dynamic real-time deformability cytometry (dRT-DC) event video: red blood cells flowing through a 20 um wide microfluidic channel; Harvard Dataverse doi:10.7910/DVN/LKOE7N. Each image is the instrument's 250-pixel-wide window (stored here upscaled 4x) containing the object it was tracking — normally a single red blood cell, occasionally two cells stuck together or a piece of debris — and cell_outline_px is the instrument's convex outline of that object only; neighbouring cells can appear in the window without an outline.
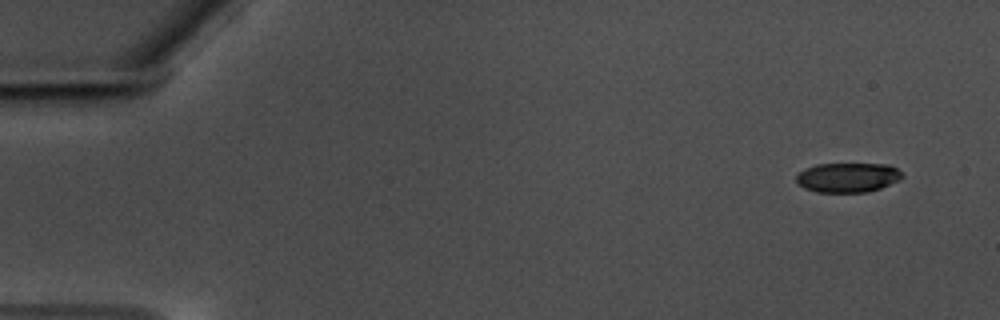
{"species": "common noctule bat (a hibernating species)", "species_latin": "Nyctalus noctula", "temperature_condition": "warm", "stored_images_in_passage": 56, "camera_frame_rate_fps": 3000, "um_per_image_px": 0.085, "animal": {"sex": "male", "body_mass_g": 17.5, "forearm_length_mm": 52.3}, "frame": {"image": 1, "passage_image": 1, "time_ms": 0.0, "image_size_px": [1000, 320], "cell_outline_px": [[904, 176], [900, 180], [880, 188], [868, 192], [816, 192], [804, 188], [796, 180], [796, 176], [804, 168], [816, 164], [888, 164], [896, 168]], "centroid_in_image_um": [72.06, 15.08], "position_along_channel_um": 12.9, "area_um2": 18.26}}
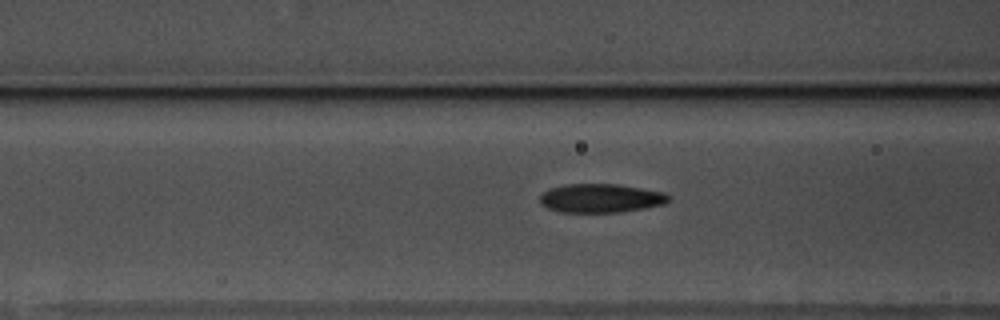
{"frame": {"image": 2, "passage_image": 21, "time_ms": 6.667, "image_size_px": [1000, 320], "cell_outline_px": [[668, 200], [664, 204], [644, 208], [620, 212], [560, 212], [548, 208], [540, 204], [540, 196], [544, 192], [552, 188], [568, 184], [616, 184], [664, 192], [668, 196]], "centroid_in_image_um": [51.04, 16.85], "position_along_channel_um": 115.6, "area_um2": 21.33}}
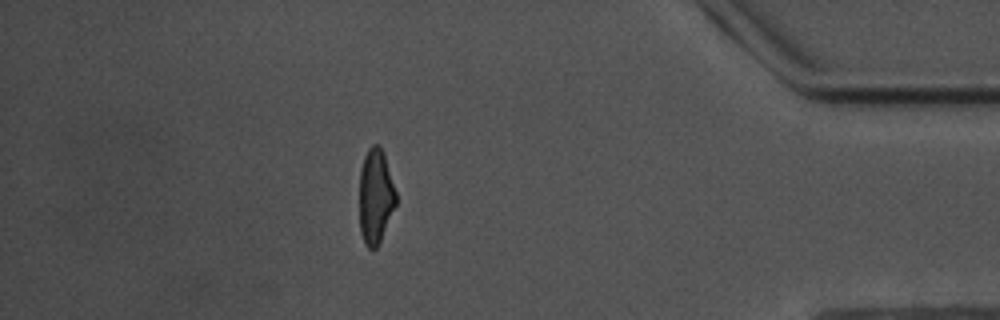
{"frame": {"image": 3, "passage_image": 49, "time_ms": 16.0, "image_size_px": [1000, 320], "cell_outline_px": [[396, 204], [380, 240], [376, 248], [368, 248], [364, 244], [360, 232], [360, 168], [364, 156], [368, 148], [372, 144], [380, 144], [384, 152], [396, 192]], "centroid_in_image_um": [31.91, 16.64], "position_along_channel_um": 403.3, "area_um2": 20.23}, "authors_computed_cell_mechanics": {"area_um2": 21.0392, "velocity_mm_per_s": 3.5144, "shape_relaxation_time_tau1_ms": 5.105, "shape_relaxation_time_tau2_ms": 1.7695, "deformation_change_tau1": 0.1651, "deformation_change_tau2": 0.0828}}